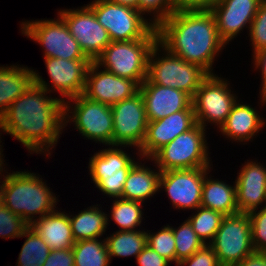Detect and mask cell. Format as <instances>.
Segmentation results:
<instances>
[{
	"label": "cell",
	"mask_w": 266,
	"mask_h": 266,
	"mask_svg": "<svg viewBox=\"0 0 266 266\" xmlns=\"http://www.w3.org/2000/svg\"><path fill=\"white\" fill-rule=\"evenodd\" d=\"M208 174L207 172L204 176L201 206L219 211L225 216L239 213L236 202V186H231L218 179H211Z\"/></svg>",
	"instance_id": "cell-26"
},
{
	"label": "cell",
	"mask_w": 266,
	"mask_h": 266,
	"mask_svg": "<svg viewBox=\"0 0 266 266\" xmlns=\"http://www.w3.org/2000/svg\"><path fill=\"white\" fill-rule=\"evenodd\" d=\"M33 83L34 69L19 65L0 66V117Z\"/></svg>",
	"instance_id": "cell-25"
},
{
	"label": "cell",
	"mask_w": 266,
	"mask_h": 266,
	"mask_svg": "<svg viewBox=\"0 0 266 266\" xmlns=\"http://www.w3.org/2000/svg\"><path fill=\"white\" fill-rule=\"evenodd\" d=\"M42 266H74V255L71 249L51 250Z\"/></svg>",
	"instance_id": "cell-41"
},
{
	"label": "cell",
	"mask_w": 266,
	"mask_h": 266,
	"mask_svg": "<svg viewBox=\"0 0 266 266\" xmlns=\"http://www.w3.org/2000/svg\"><path fill=\"white\" fill-rule=\"evenodd\" d=\"M242 103V104H241ZM237 100L219 130L235 142H248L265 126L264 118L253 107Z\"/></svg>",
	"instance_id": "cell-22"
},
{
	"label": "cell",
	"mask_w": 266,
	"mask_h": 266,
	"mask_svg": "<svg viewBox=\"0 0 266 266\" xmlns=\"http://www.w3.org/2000/svg\"><path fill=\"white\" fill-rule=\"evenodd\" d=\"M137 10L142 15L146 13L154 14L153 18L149 20L157 27L176 10V7L172 0H138Z\"/></svg>",
	"instance_id": "cell-35"
},
{
	"label": "cell",
	"mask_w": 266,
	"mask_h": 266,
	"mask_svg": "<svg viewBox=\"0 0 266 266\" xmlns=\"http://www.w3.org/2000/svg\"><path fill=\"white\" fill-rule=\"evenodd\" d=\"M196 211L197 213L195 215L193 214L187 219L191 223L197 236L202 239L205 244H207L206 241L209 240V244L220 228L225 215L219 211H214L202 206H199Z\"/></svg>",
	"instance_id": "cell-32"
},
{
	"label": "cell",
	"mask_w": 266,
	"mask_h": 266,
	"mask_svg": "<svg viewBox=\"0 0 266 266\" xmlns=\"http://www.w3.org/2000/svg\"><path fill=\"white\" fill-rule=\"evenodd\" d=\"M251 220L252 245L255 251L266 252V207L248 213Z\"/></svg>",
	"instance_id": "cell-38"
},
{
	"label": "cell",
	"mask_w": 266,
	"mask_h": 266,
	"mask_svg": "<svg viewBox=\"0 0 266 266\" xmlns=\"http://www.w3.org/2000/svg\"><path fill=\"white\" fill-rule=\"evenodd\" d=\"M242 166L235 180L236 202L239 213H249L263 203L266 207V168L249 160Z\"/></svg>",
	"instance_id": "cell-21"
},
{
	"label": "cell",
	"mask_w": 266,
	"mask_h": 266,
	"mask_svg": "<svg viewBox=\"0 0 266 266\" xmlns=\"http://www.w3.org/2000/svg\"><path fill=\"white\" fill-rule=\"evenodd\" d=\"M100 150L89 159V172L96 188L108 197L121 198L127 175L136 162L118 146Z\"/></svg>",
	"instance_id": "cell-11"
},
{
	"label": "cell",
	"mask_w": 266,
	"mask_h": 266,
	"mask_svg": "<svg viewBox=\"0 0 266 266\" xmlns=\"http://www.w3.org/2000/svg\"><path fill=\"white\" fill-rule=\"evenodd\" d=\"M109 258L138 256L147 245L146 231H116L105 238Z\"/></svg>",
	"instance_id": "cell-28"
},
{
	"label": "cell",
	"mask_w": 266,
	"mask_h": 266,
	"mask_svg": "<svg viewBox=\"0 0 266 266\" xmlns=\"http://www.w3.org/2000/svg\"><path fill=\"white\" fill-rule=\"evenodd\" d=\"M74 266H110L106 240H79L72 247Z\"/></svg>",
	"instance_id": "cell-29"
},
{
	"label": "cell",
	"mask_w": 266,
	"mask_h": 266,
	"mask_svg": "<svg viewBox=\"0 0 266 266\" xmlns=\"http://www.w3.org/2000/svg\"><path fill=\"white\" fill-rule=\"evenodd\" d=\"M148 121H157L175 112L194 109L192 97L182 90L164 87L146 79L140 86Z\"/></svg>",
	"instance_id": "cell-20"
},
{
	"label": "cell",
	"mask_w": 266,
	"mask_h": 266,
	"mask_svg": "<svg viewBox=\"0 0 266 266\" xmlns=\"http://www.w3.org/2000/svg\"><path fill=\"white\" fill-rule=\"evenodd\" d=\"M206 128L196 123L190 130L179 134L173 141L159 149L148 160L161 172L179 169L212 168ZM157 164V165H156Z\"/></svg>",
	"instance_id": "cell-5"
},
{
	"label": "cell",
	"mask_w": 266,
	"mask_h": 266,
	"mask_svg": "<svg viewBox=\"0 0 266 266\" xmlns=\"http://www.w3.org/2000/svg\"><path fill=\"white\" fill-rule=\"evenodd\" d=\"M29 226L20 216L4 205L0 207V237L3 239L20 238Z\"/></svg>",
	"instance_id": "cell-36"
},
{
	"label": "cell",
	"mask_w": 266,
	"mask_h": 266,
	"mask_svg": "<svg viewBox=\"0 0 266 266\" xmlns=\"http://www.w3.org/2000/svg\"><path fill=\"white\" fill-rule=\"evenodd\" d=\"M25 21L21 24L23 35L41 44L44 58H62L67 60L88 59L79 47L77 40L70 34L64 19Z\"/></svg>",
	"instance_id": "cell-9"
},
{
	"label": "cell",
	"mask_w": 266,
	"mask_h": 266,
	"mask_svg": "<svg viewBox=\"0 0 266 266\" xmlns=\"http://www.w3.org/2000/svg\"><path fill=\"white\" fill-rule=\"evenodd\" d=\"M253 53L266 48V0H262L249 29Z\"/></svg>",
	"instance_id": "cell-37"
},
{
	"label": "cell",
	"mask_w": 266,
	"mask_h": 266,
	"mask_svg": "<svg viewBox=\"0 0 266 266\" xmlns=\"http://www.w3.org/2000/svg\"><path fill=\"white\" fill-rule=\"evenodd\" d=\"M45 88L32 84L0 117V130L19 140L30 152L47 154L56 146L65 128L60 98L46 96Z\"/></svg>",
	"instance_id": "cell-1"
},
{
	"label": "cell",
	"mask_w": 266,
	"mask_h": 266,
	"mask_svg": "<svg viewBox=\"0 0 266 266\" xmlns=\"http://www.w3.org/2000/svg\"><path fill=\"white\" fill-rule=\"evenodd\" d=\"M99 68L95 62L88 68L83 92L88 99L112 106L139 92V85L135 81L106 70L99 71Z\"/></svg>",
	"instance_id": "cell-17"
},
{
	"label": "cell",
	"mask_w": 266,
	"mask_h": 266,
	"mask_svg": "<svg viewBox=\"0 0 266 266\" xmlns=\"http://www.w3.org/2000/svg\"><path fill=\"white\" fill-rule=\"evenodd\" d=\"M227 81L210 74L192 98L196 123L203 128L207 126L206 122L220 128L237 102L238 96L233 94Z\"/></svg>",
	"instance_id": "cell-12"
},
{
	"label": "cell",
	"mask_w": 266,
	"mask_h": 266,
	"mask_svg": "<svg viewBox=\"0 0 266 266\" xmlns=\"http://www.w3.org/2000/svg\"><path fill=\"white\" fill-rule=\"evenodd\" d=\"M253 59H254V66L256 69H261V86L260 87V92L261 93V103L264 105L266 103V48L261 49L254 54H252Z\"/></svg>",
	"instance_id": "cell-42"
},
{
	"label": "cell",
	"mask_w": 266,
	"mask_h": 266,
	"mask_svg": "<svg viewBox=\"0 0 266 266\" xmlns=\"http://www.w3.org/2000/svg\"><path fill=\"white\" fill-rule=\"evenodd\" d=\"M87 5L107 30L111 42L158 39L156 27L137 9L109 0H94Z\"/></svg>",
	"instance_id": "cell-6"
},
{
	"label": "cell",
	"mask_w": 266,
	"mask_h": 266,
	"mask_svg": "<svg viewBox=\"0 0 266 266\" xmlns=\"http://www.w3.org/2000/svg\"><path fill=\"white\" fill-rule=\"evenodd\" d=\"M156 30L158 42L169 52L214 74L215 57L227 44L210 10L176 9Z\"/></svg>",
	"instance_id": "cell-2"
},
{
	"label": "cell",
	"mask_w": 266,
	"mask_h": 266,
	"mask_svg": "<svg viewBox=\"0 0 266 266\" xmlns=\"http://www.w3.org/2000/svg\"><path fill=\"white\" fill-rule=\"evenodd\" d=\"M147 245L169 262L176 264V246L172 227L164 226L157 233L146 232Z\"/></svg>",
	"instance_id": "cell-34"
},
{
	"label": "cell",
	"mask_w": 266,
	"mask_h": 266,
	"mask_svg": "<svg viewBox=\"0 0 266 266\" xmlns=\"http://www.w3.org/2000/svg\"><path fill=\"white\" fill-rule=\"evenodd\" d=\"M211 168L168 170L161 173L159 189H165L174 209L201 206L204 176Z\"/></svg>",
	"instance_id": "cell-16"
},
{
	"label": "cell",
	"mask_w": 266,
	"mask_h": 266,
	"mask_svg": "<svg viewBox=\"0 0 266 266\" xmlns=\"http://www.w3.org/2000/svg\"><path fill=\"white\" fill-rule=\"evenodd\" d=\"M51 250L71 249L74 246L69 214L55 210L30 225Z\"/></svg>",
	"instance_id": "cell-23"
},
{
	"label": "cell",
	"mask_w": 266,
	"mask_h": 266,
	"mask_svg": "<svg viewBox=\"0 0 266 266\" xmlns=\"http://www.w3.org/2000/svg\"><path fill=\"white\" fill-rule=\"evenodd\" d=\"M44 59L50 81L52 80V86L48 85L49 83L34 71V83L36 85L45 88L50 93L52 90V92L57 91L61 94L59 96L64 97L62 99L64 103L66 99L69 100L83 94L87 71L92 63L90 59L67 60L53 57Z\"/></svg>",
	"instance_id": "cell-14"
},
{
	"label": "cell",
	"mask_w": 266,
	"mask_h": 266,
	"mask_svg": "<svg viewBox=\"0 0 266 266\" xmlns=\"http://www.w3.org/2000/svg\"><path fill=\"white\" fill-rule=\"evenodd\" d=\"M196 124L194 109L175 112L157 121H148L145 140L138 150L142 159L151 158L159 149ZM142 156V157H141Z\"/></svg>",
	"instance_id": "cell-18"
},
{
	"label": "cell",
	"mask_w": 266,
	"mask_h": 266,
	"mask_svg": "<svg viewBox=\"0 0 266 266\" xmlns=\"http://www.w3.org/2000/svg\"><path fill=\"white\" fill-rule=\"evenodd\" d=\"M21 237H26V240L19 253L17 266H42L51 251L49 246L30 226Z\"/></svg>",
	"instance_id": "cell-30"
},
{
	"label": "cell",
	"mask_w": 266,
	"mask_h": 266,
	"mask_svg": "<svg viewBox=\"0 0 266 266\" xmlns=\"http://www.w3.org/2000/svg\"><path fill=\"white\" fill-rule=\"evenodd\" d=\"M1 132V131H0ZM1 136V135H0ZM1 138V137H0ZM2 141H1V139H0V143H1ZM2 152H3V150H2V145H0V174H1V176H2V173L1 172H3V166H5L4 165V163L3 162H5L4 161V159L2 158L3 157V155H2Z\"/></svg>",
	"instance_id": "cell-46"
},
{
	"label": "cell",
	"mask_w": 266,
	"mask_h": 266,
	"mask_svg": "<svg viewBox=\"0 0 266 266\" xmlns=\"http://www.w3.org/2000/svg\"><path fill=\"white\" fill-rule=\"evenodd\" d=\"M66 22L85 56L94 62L111 43L107 30L97 21L87 5L77 9H60L57 13Z\"/></svg>",
	"instance_id": "cell-15"
},
{
	"label": "cell",
	"mask_w": 266,
	"mask_h": 266,
	"mask_svg": "<svg viewBox=\"0 0 266 266\" xmlns=\"http://www.w3.org/2000/svg\"><path fill=\"white\" fill-rule=\"evenodd\" d=\"M262 0H219L210 9L214 15L220 38L228 44L229 41L245 28L250 29L258 7ZM247 24H249L247 26Z\"/></svg>",
	"instance_id": "cell-19"
},
{
	"label": "cell",
	"mask_w": 266,
	"mask_h": 266,
	"mask_svg": "<svg viewBox=\"0 0 266 266\" xmlns=\"http://www.w3.org/2000/svg\"><path fill=\"white\" fill-rule=\"evenodd\" d=\"M98 204L81 210L78 215H69L73 238L76 241L97 239L101 237L106 229L108 217L106 213L100 210Z\"/></svg>",
	"instance_id": "cell-27"
},
{
	"label": "cell",
	"mask_w": 266,
	"mask_h": 266,
	"mask_svg": "<svg viewBox=\"0 0 266 266\" xmlns=\"http://www.w3.org/2000/svg\"><path fill=\"white\" fill-rule=\"evenodd\" d=\"M209 245L221 266H236L254 252L248 213L226 215Z\"/></svg>",
	"instance_id": "cell-10"
},
{
	"label": "cell",
	"mask_w": 266,
	"mask_h": 266,
	"mask_svg": "<svg viewBox=\"0 0 266 266\" xmlns=\"http://www.w3.org/2000/svg\"><path fill=\"white\" fill-rule=\"evenodd\" d=\"M135 162L130 169L122 191V199L144 203L159 192L161 171L151 170L144 164Z\"/></svg>",
	"instance_id": "cell-24"
},
{
	"label": "cell",
	"mask_w": 266,
	"mask_h": 266,
	"mask_svg": "<svg viewBox=\"0 0 266 266\" xmlns=\"http://www.w3.org/2000/svg\"><path fill=\"white\" fill-rule=\"evenodd\" d=\"M113 117L112 145L136 147L142 146L147 132L143 96L140 92L111 106Z\"/></svg>",
	"instance_id": "cell-13"
},
{
	"label": "cell",
	"mask_w": 266,
	"mask_h": 266,
	"mask_svg": "<svg viewBox=\"0 0 266 266\" xmlns=\"http://www.w3.org/2000/svg\"><path fill=\"white\" fill-rule=\"evenodd\" d=\"M173 234L176 246V265L181 260L190 257L193 253L198 251L205 243L200 239L191 223L185 220L178 228H173Z\"/></svg>",
	"instance_id": "cell-33"
},
{
	"label": "cell",
	"mask_w": 266,
	"mask_h": 266,
	"mask_svg": "<svg viewBox=\"0 0 266 266\" xmlns=\"http://www.w3.org/2000/svg\"><path fill=\"white\" fill-rule=\"evenodd\" d=\"M176 9L210 10L219 0H172Z\"/></svg>",
	"instance_id": "cell-43"
},
{
	"label": "cell",
	"mask_w": 266,
	"mask_h": 266,
	"mask_svg": "<svg viewBox=\"0 0 266 266\" xmlns=\"http://www.w3.org/2000/svg\"><path fill=\"white\" fill-rule=\"evenodd\" d=\"M136 260L139 266H169L171 264L148 245L138 254Z\"/></svg>",
	"instance_id": "cell-40"
},
{
	"label": "cell",
	"mask_w": 266,
	"mask_h": 266,
	"mask_svg": "<svg viewBox=\"0 0 266 266\" xmlns=\"http://www.w3.org/2000/svg\"><path fill=\"white\" fill-rule=\"evenodd\" d=\"M109 1L112 3L132 7L134 9H137V5H138V0H109Z\"/></svg>",
	"instance_id": "cell-45"
},
{
	"label": "cell",
	"mask_w": 266,
	"mask_h": 266,
	"mask_svg": "<svg viewBox=\"0 0 266 266\" xmlns=\"http://www.w3.org/2000/svg\"><path fill=\"white\" fill-rule=\"evenodd\" d=\"M161 49L164 56H159ZM209 75L201 66L169 52L158 41L150 51L147 79L153 84L182 90L193 98Z\"/></svg>",
	"instance_id": "cell-4"
},
{
	"label": "cell",
	"mask_w": 266,
	"mask_h": 266,
	"mask_svg": "<svg viewBox=\"0 0 266 266\" xmlns=\"http://www.w3.org/2000/svg\"><path fill=\"white\" fill-rule=\"evenodd\" d=\"M64 108L65 126L73 122L84 138L112 146L113 117L110 105L90 100L81 94L66 100Z\"/></svg>",
	"instance_id": "cell-8"
},
{
	"label": "cell",
	"mask_w": 266,
	"mask_h": 266,
	"mask_svg": "<svg viewBox=\"0 0 266 266\" xmlns=\"http://www.w3.org/2000/svg\"><path fill=\"white\" fill-rule=\"evenodd\" d=\"M3 177V205L28 225L56 210L57 197L35 173L13 171Z\"/></svg>",
	"instance_id": "cell-3"
},
{
	"label": "cell",
	"mask_w": 266,
	"mask_h": 266,
	"mask_svg": "<svg viewBox=\"0 0 266 266\" xmlns=\"http://www.w3.org/2000/svg\"><path fill=\"white\" fill-rule=\"evenodd\" d=\"M221 266L212 247L207 243L190 257L178 262L176 266Z\"/></svg>",
	"instance_id": "cell-39"
},
{
	"label": "cell",
	"mask_w": 266,
	"mask_h": 266,
	"mask_svg": "<svg viewBox=\"0 0 266 266\" xmlns=\"http://www.w3.org/2000/svg\"><path fill=\"white\" fill-rule=\"evenodd\" d=\"M0 207L3 206V180H0Z\"/></svg>",
	"instance_id": "cell-47"
},
{
	"label": "cell",
	"mask_w": 266,
	"mask_h": 266,
	"mask_svg": "<svg viewBox=\"0 0 266 266\" xmlns=\"http://www.w3.org/2000/svg\"><path fill=\"white\" fill-rule=\"evenodd\" d=\"M111 206V215L115 223L121 227L120 231L137 230L143 220L142 204L138 201L126 200L122 198H115Z\"/></svg>",
	"instance_id": "cell-31"
},
{
	"label": "cell",
	"mask_w": 266,
	"mask_h": 266,
	"mask_svg": "<svg viewBox=\"0 0 266 266\" xmlns=\"http://www.w3.org/2000/svg\"><path fill=\"white\" fill-rule=\"evenodd\" d=\"M236 266H266V252L254 251Z\"/></svg>",
	"instance_id": "cell-44"
},
{
	"label": "cell",
	"mask_w": 266,
	"mask_h": 266,
	"mask_svg": "<svg viewBox=\"0 0 266 266\" xmlns=\"http://www.w3.org/2000/svg\"><path fill=\"white\" fill-rule=\"evenodd\" d=\"M158 39L111 42L94 61L100 68L135 81L139 86L147 79L148 59Z\"/></svg>",
	"instance_id": "cell-7"
}]
</instances>
